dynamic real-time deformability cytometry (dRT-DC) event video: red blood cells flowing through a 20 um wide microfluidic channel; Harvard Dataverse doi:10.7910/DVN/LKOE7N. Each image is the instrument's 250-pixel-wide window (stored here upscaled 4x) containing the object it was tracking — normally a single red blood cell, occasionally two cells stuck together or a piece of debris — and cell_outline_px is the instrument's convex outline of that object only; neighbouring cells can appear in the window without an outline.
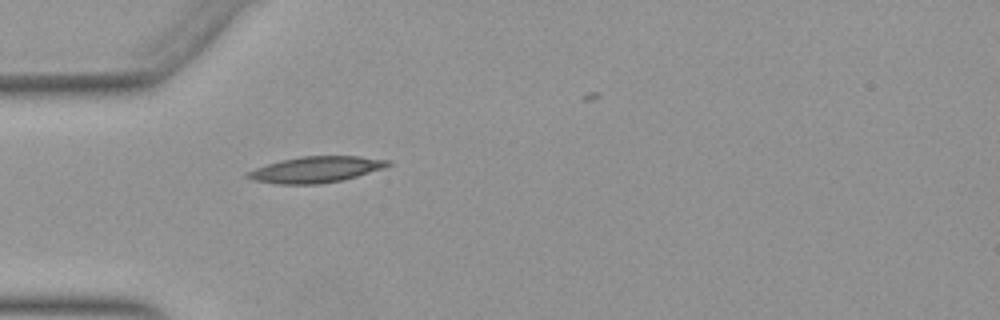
{"species": "Egyptian fruit bat (a non-hibernating species)", "species_latin": "Rousettus aegyptiacus", "temperature_condition": "warm", "stored_images_in_passage": 32, "camera_frame_rate_fps": 3000, "um_per_image_px": 0.085, "animal": {"sex": "female"}, "frame": {"image": 1, "passage_image": 5, "time_ms": 1.333, "image_size_px": [1000, 320], "cell_outline_px": [[392, 164], [384, 168], [344, 180], [320, 184], [280, 184], [252, 180], [244, 176], [244, 172], [280, 160], [300, 156], [360, 156], [392, 160]], "centroid_in_image_um": [26.87, 14.41], "position_along_channel_um": 58.1, "area_um2": 21.56}}
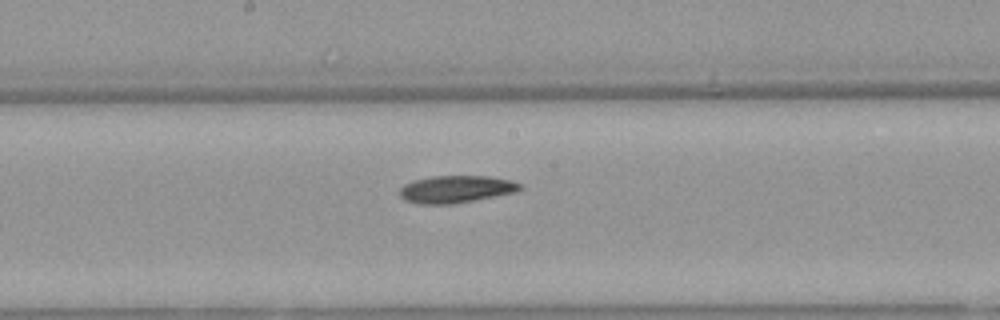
{"frame": {"image": 2, "passage_image": 17, "time_ms": 5.333, "image_size_px": [1000, 320], "cell_outline_px": [[524, 188], [516, 192], [452, 204], [420, 204], [404, 200], [400, 196], [400, 188], [404, 184], [412, 180], [432, 176], [488, 176], [512, 180], [520, 184]], "centroid_in_image_um": [38.75, 16.07], "position_along_channel_um": 209.4, "area_um2": 19.19}}
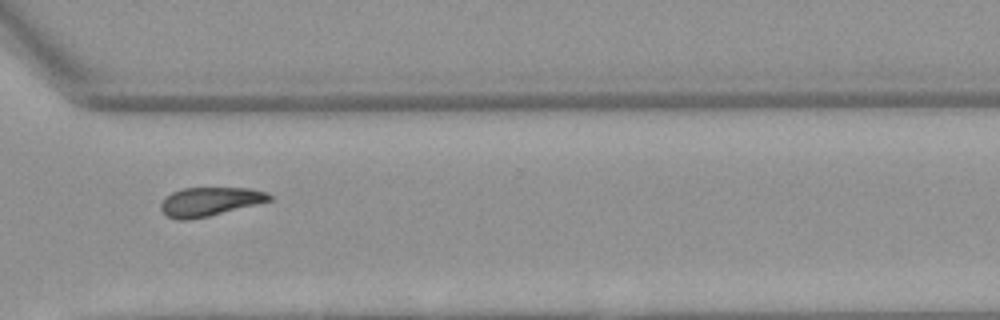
{"frame": {"image": 3, "passage_image": 28, "time_ms": 9.0, "image_size_px": [1000, 320], "cell_outline_px": [[272, 200], [208, 216], [188, 220], [176, 220], [168, 216], [160, 208], [160, 204], [164, 196], [172, 192], [184, 188], [248, 188], [268, 192], [272, 196]], "centroid_in_image_um": [17.8, 17.13], "position_along_channel_um": 352.8, "area_um2": 18.15}}